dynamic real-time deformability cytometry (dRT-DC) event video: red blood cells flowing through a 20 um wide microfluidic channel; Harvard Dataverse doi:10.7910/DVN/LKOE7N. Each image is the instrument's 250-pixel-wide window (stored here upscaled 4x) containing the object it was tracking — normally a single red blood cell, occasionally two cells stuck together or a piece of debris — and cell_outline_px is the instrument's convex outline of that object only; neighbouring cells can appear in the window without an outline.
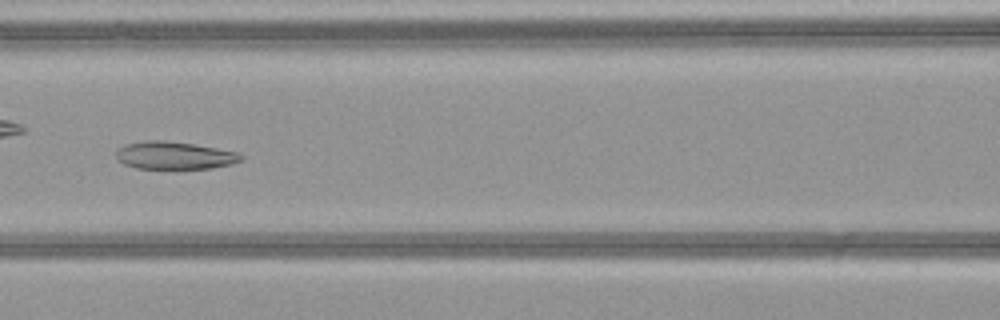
{"species": "common noctule bat (a hibernating species)", "species_latin": "Nyctalus noctula", "temperature_condition": "warm", "stored_images_in_passage": 50, "camera_frame_rate_fps": 3000, "um_per_image_px": 0.085, "animal": {"sex": "female", "body_mass_g": 21.9}, "frame": {"image": 1, "passage_image": 23, "time_ms": 7.333, "image_size_px": [1000, 320], "cell_outline_px": [[244, 156], [240, 160], [232, 164], [212, 168], [136, 168], [124, 164], [116, 160], [116, 152], [124, 144], [144, 140], [164, 140], [192, 144], [216, 148], [236, 152]], "centroid_in_image_um": [14.78, 13.21], "position_along_channel_um": 151.8, "area_um2": 20.0}}
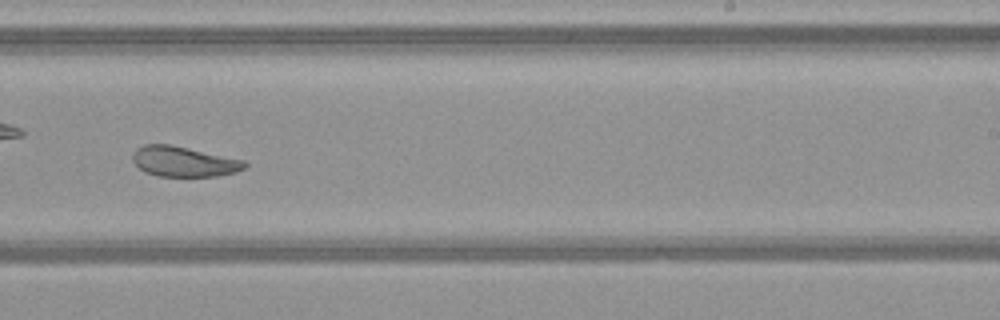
{"frame": {"image": 2, "passage_image": 32, "time_ms": 10.333, "image_size_px": [1000, 320], "cell_outline_px": [[248, 164], [244, 168], [236, 172], [216, 176], [156, 176], [144, 172], [132, 160], [132, 156], [136, 148], [144, 144], [172, 144], [244, 160]], "centroid_in_image_um": [15.61, 13.72], "position_along_channel_um": 273.4, "area_um2": 19.83}}
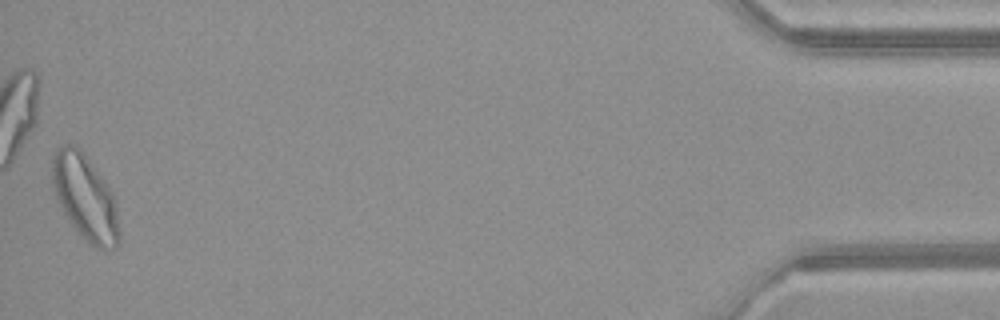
{"frame": {"image": 3, "passage_image": 50, "time_ms": 16.333, "image_size_px": [1000, 320], "cell_outline_px": [[120, 244], [116, 248], [104, 252], [88, 244], [72, 224], [64, 212], [56, 196], [52, 180], [52, 152], [56, 148], [64, 144], [72, 144], [80, 148], [84, 152], [104, 180], [112, 192], [116, 208], [120, 228]], "centroid_in_image_um": [7.26, 16.81], "position_along_channel_um": 427.9, "area_um2": 33.64}, "authors_computed_cell_mechanics": {"area_um2": 26.1545, "velocity_mm_per_s": 4.0665, "shape_relaxation_time_tau1_ms": null, "shape_relaxation_time_tau2_ms": 2.8125, "deformation_change_tau1": null, "deformation_change_tau2": 0.092}}